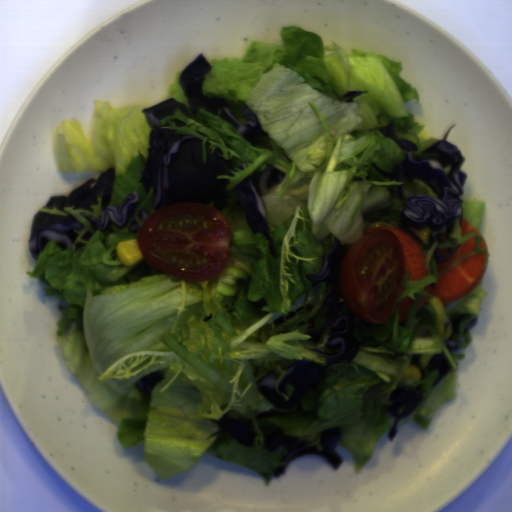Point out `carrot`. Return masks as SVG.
I'll return each instance as SVG.
<instances>
[{"mask_svg":"<svg viewBox=\"0 0 512 512\" xmlns=\"http://www.w3.org/2000/svg\"><path fill=\"white\" fill-rule=\"evenodd\" d=\"M484 266V255H471L438 275L435 288L431 283L423 291L438 297L443 305L458 301L469 296L479 285L487 271Z\"/></svg>","mask_w":512,"mask_h":512,"instance_id":"b8716197","label":"carrot"},{"mask_svg":"<svg viewBox=\"0 0 512 512\" xmlns=\"http://www.w3.org/2000/svg\"><path fill=\"white\" fill-rule=\"evenodd\" d=\"M380 230H390L397 235L403 248L404 272L409 273L410 280L421 281L428 277L430 272L426 269L427 263L424 250L415 237L404 230L394 227H374L364 232V236Z\"/></svg>","mask_w":512,"mask_h":512,"instance_id":"cead05ca","label":"carrot"},{"mask_svg":"<svg viewBox=\"0 0 512 512\" xmlns=\"http://www.w3.org/2000/svg\"><path fill=\"white\" fill-rule=\"evenodd\" d=\"M476 239L470 238L467 241L463 242L454 252L453 254L444 262L439 263L437 265L438 273H441L445 269H447L451 264L459 260L460 258L466 256L467 254L474 252Z\"/></svg>","mask_w":512,"mask_h":512,"instance_id":"1c9b5961","label":"carrot"},{"mask_svg":"<svg viewBox=\"0 0 512 512\" xmlns=\"http://www.w3.org/2000/svg\"><path fill=\"white\" fill-rule=\"evenodd\" d=\"M414 301L409 296H405L397 303L398 314H399V323H403L407 317L410 308L412 307Z\"/></svg>","mask_w":512,"mask_h":512,"instance_id":"07d2c1c8","label":"carrot"},{"mask_svg":"<svg viewBox=\"0 0 512 512\" xmlns=\"http://www.w3.org/2000/svg\"><path fill=\"white\" fill-rule=\"evenodd\" d=\"M460 232L462 238L465 237L468 233H475L476 235H481L479 230L467 219L461 218L460 220Z\"/></svg>","mask_w":512,"mask_h":512,"instance_id":"79d8ee17","label":"carrot"},{"mask_svg":"<svg viewBox=\"0 0 512 512\" xmlns=\"http://www.w3.org/2000/svg\"><path fill=\"white\" fill-rule=\"evenodd\" d=\"M431 299L429 296H419L418 301V308H417V314L420 312V310L426 305L429 304L428 300Z\"/></svg>","mask_w":512,"mask_h":512,"instance_id":"46ec933d","label":"carrot"},{"mask_svg":"<svg viewBox=\"0 0 512 512\" xmlns=\"http://www.w3.org/2000/svg\"><path fill=\"white\" fill-rule=\"evenodd\" d=\"M449 252V248H439L438 253L440 257L447 256Z\"/></svg>","mask_w":512,"mask_h":512,"instance_id":"abdcd85c","label":"carrot"},{"mask_svg":"<svg viewBox=\"0 0 512 512\" xmlns=\"http://www.w3.org/2000/svg\"><path fill=\"white\" fill-rule=\"evenodd\" d=\"M447 232L445 233H442L441 237H440V244L442 245L443 243L447 242Z\"/></svg>","mask_w":512,"mask_h":512,"instance_id":"7f4f0e56","label":"carrot"},{"mask_svg":"<svg viewBox=\"0 0 512 512\" xmlns=\"http://www.w3.org/2000/svg\"><path fill=\"white\" fill-rule=\"evenodd\" d=\"M479 247H480V249L486 248L487 247L486 241L479 243Z\"/></svg>","mask_w":512,"mask_h":512,"instance_id":"942b0fe3","label":"carrot"}]
</instances>
